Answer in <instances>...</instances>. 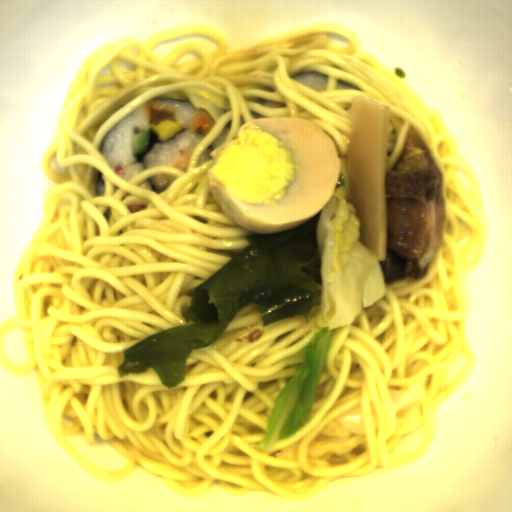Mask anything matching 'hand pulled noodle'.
<instances>
[{
	"label": "hand pulled noodle",
	"mask_w": 512,
	"mask_h": 512,
	"mask_svg": "<svg viewBox=\"0 0 512 512\" xmlns=\"http://www.w3.org/2000/svg\"><path fill=\"white\" fill-rule=\"evenodd\" d=\"M208 35L210 50L171 39ZM318 72L326 91L292 76ZM336 78L360 89L337 91ZM390 106L386 172L396 169L410 126L442 171V242L426 276L385 283L381 300L354 323L333 327L316 401L298 432L262 444L275 400L321 327L319 303L263 328L260 309L239 310L220 338L192 349L186 380L168 389L153 368L119 379L123 351L185 324L198 285L247 245L244 229L210 194L208 173L239 128L258 118H306L332 136L337 187L348 199L353 101ZM180 99L215 125L186 171L152 166L128 182L99 153L111 127L156 99ZM41 168L49 181L42 221L14 271L15 312L0 325V364L31 374L53 441L104 483L134 470L178 498L254 492L301 501L325 484L405 467L427 456L437 409L476 363L466 284L490 247V217L475 172L443 116L343 24H319L235 47L209 24H182L144 40L100 46L78 68ZM178 179L155 194L152 176ZM350 203V202H349ZM22 330L25 362L5 340ZM100 440L127 459L109 471L68 441Z\"/></svg>",
	"instance_id": "hand-pulled-noodle-1"
}]
</instances>
